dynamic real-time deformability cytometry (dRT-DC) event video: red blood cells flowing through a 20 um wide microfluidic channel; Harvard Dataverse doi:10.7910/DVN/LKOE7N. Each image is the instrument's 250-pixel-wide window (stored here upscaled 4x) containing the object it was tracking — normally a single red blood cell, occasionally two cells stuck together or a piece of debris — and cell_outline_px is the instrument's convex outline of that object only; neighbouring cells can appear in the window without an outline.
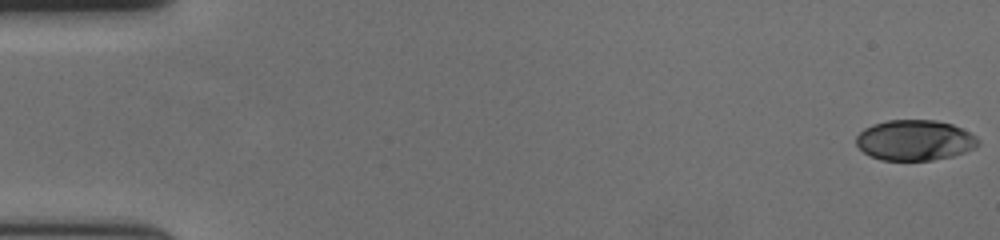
{"species": "human", "species_latin": "Homo sapiens", "temperature_condition": "cold", "stored_images_in_passage": 58, "camera_frame_rate_fps": 3000, "um_per_image_px": 0.085, "donor": {"sex": "female"}, "frame": {"image": 1, "passage_image": 1, "time_ms": 0.0, "image_size_px": [1000, 240], "cell_outline_px": [[980, 144], [976, 148], [952, 156], [932, 160], [880, 160], [864, 152], [856, 144], [856, 136], [864, 128], [872, 124], [888, 120], [936, 120], [952, 124], [976, 136], [980, 140]], "centroid_in_image_um": [77.76, 11.91], "position_along_channel_um": 7.2, "area_um2": 28.84}}
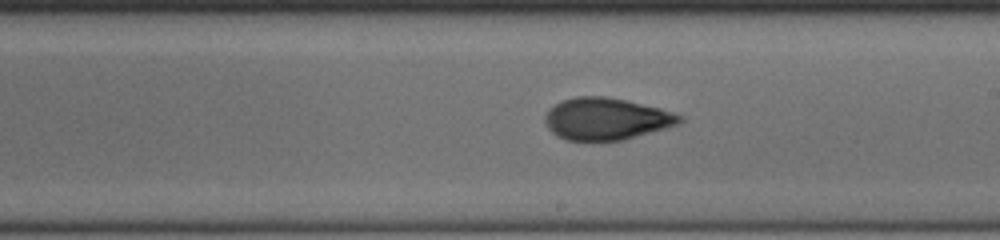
{"frame": {"image": 2, "passage_image": 34, "time_ms": 11.0, "image_size_px": [1000, 240], "cell_outline_px": [[684, 120], [680, 124], [668, 128], [624, 140], [568, 140], [556, 136], [548, 128], [544, 120], [544, 116], [548, 108], [564, 100], [576, 96], [604, 96], [624, 100], [660, 108], [684, 116]], "centroid_in_image_um": [51.55, 10.11], "position_along_channel_um": 237.4, "area_um2": 33.06}}
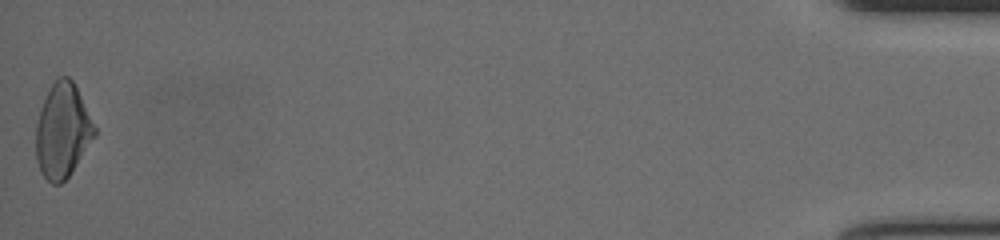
{"frame": {"image": 3, "passage_image": 58, "time_ms": 19.0, "image_size_px": [1000, 240], "cell_outline_px": [[96, 136], [68, 176], [60, 184], [52, 184], [44, 176], [36, 160], [36, 124], [44, 100], [56, 76], [68, 76], [72, 80], [96, 128]], "centroid_in_image_um": [5.31, 11.11], "position_along_channel_um": 429.9, "area_um2": 31.73}, "authors_computed_cell_mechanics": {"area_um2": 32.1368, "velocity_mm_per_s": 3.649, "shape_relaxation_time_tau1_ms": 5.3978, "shape_relaxation_time_tau2_ms": 2.0306, "deformation_change_tau1": 0.1674, "deformation_change_tau2": 0.0763}}